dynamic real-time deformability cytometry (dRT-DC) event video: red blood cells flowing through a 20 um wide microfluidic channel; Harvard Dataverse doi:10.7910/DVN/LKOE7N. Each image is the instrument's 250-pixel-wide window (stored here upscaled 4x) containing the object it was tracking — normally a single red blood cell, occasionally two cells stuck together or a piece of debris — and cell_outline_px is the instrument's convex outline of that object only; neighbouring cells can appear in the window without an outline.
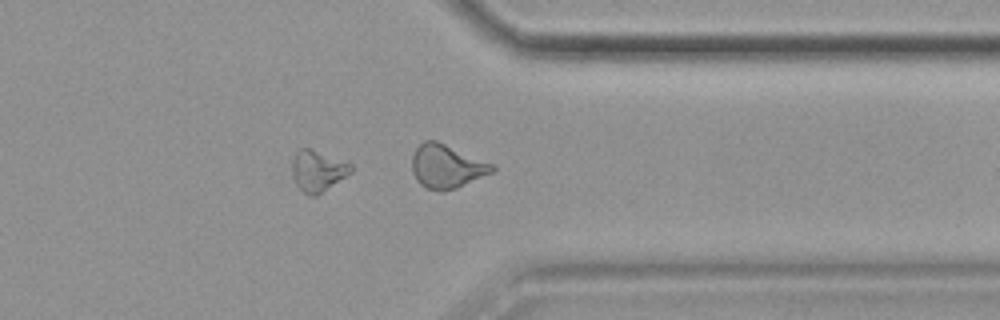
{"species": "common noctule bat (a hibernating species)", "species_latin": "Nyctalus noctula", "temperature_condition": "cold", "stored_images_in_passage": 50, "segment_of_instrument_passage": [2, 2], "camera_frame_rate_fps": 3000, "um_per_image_px": 0.085, "animal": {"sex": "female", "body_mass_g": 19.9}, "frame": {"image": 1, "passage_image": 40, "time_ms": 13.0, "image_size_px": [1000, 320], "cell_outline_px": [[352, 172], [316, 196], [308, 196], [296, 184], [292, 176], [292, 160], [296, 152], [300, 148], [308, 148], [352, 164]], "centroid_in_image_um": [26.99, 14.53], "position_along_channel_um": 384.4, "area_um2": 13.87}}